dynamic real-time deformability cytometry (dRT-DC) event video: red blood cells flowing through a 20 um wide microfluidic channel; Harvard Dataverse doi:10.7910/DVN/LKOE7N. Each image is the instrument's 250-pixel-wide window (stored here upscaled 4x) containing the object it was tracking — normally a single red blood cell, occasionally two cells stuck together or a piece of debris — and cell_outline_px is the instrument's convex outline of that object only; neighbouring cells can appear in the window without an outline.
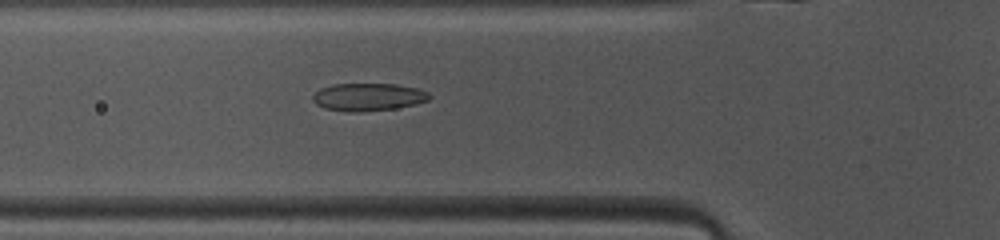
{"species": "common noctule bat (a hibernating species)", "species_latin": "Nyctalus noctula", "temperature_condition": "warm", "stored_images_in_passage": 47, "camera_frame_rate_fps": 3000, "um_per_image_px": 0.085, "animal": {"sex": "female", "body_mass_g": 10.0, "forearm_length_mm": 53.1}, "frame": {"image": 1, "passage_image": 15, "time_ms": 4.667, "image_size_px": [1000, 240], "cell_outline_px": [[432, 96], [428, 100], [416, 104], [396, 108], [360, 112], [348, 112], [324, 108], [316, 104], [312, 100], [312, 96], [320, 88], [332, 84], [396, 84], [416, 88], [428, 92]], "centroid_in_image_um": [31.29, 8.25], "position_along_channel_um": 94.5, "area_um2": 18.9}}
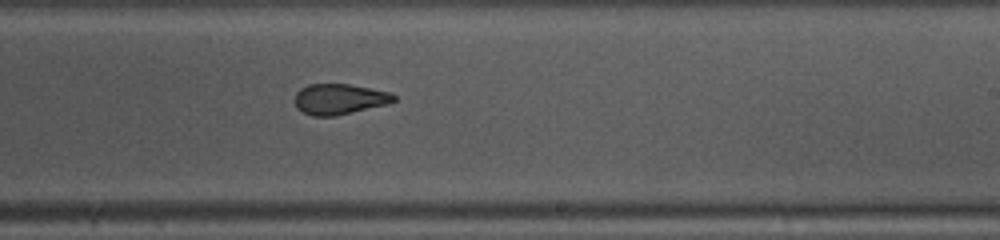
{"frame": {"image": 2, "passage_image": 27, "time_ms": 8.667, "image_size_px": [1000, 240], "cell_outline_px": [[396, 100], [388, 104], [336, 116], [312, 116], [296, 108], [296, 92], [300, 88], [308, 84], [348, 84], [388, 92], [396, 96]], "centroid_in_image_um": [28.84, 8.43], "position_along_channel_um": 260.2, "area_um2": 17.57}}
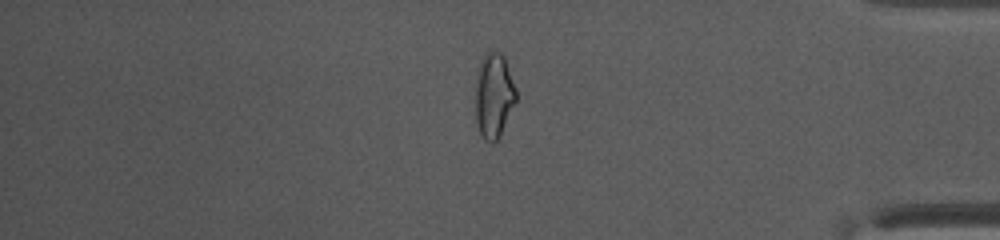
{"frame": {"image": 3, "passage_image": 39, "time_ms": 12.667, "image_size_px": [1000, 240], "cell_outline_px": [[516, 100], [500, 136], [492, 144], [484, 140], [476, 124], [476, 88], [480, 60], [484, 52], [492, 48], [500, 52], [504, 56], [516, 88]], "centroid_in_image_um": [41.97, 8.08], "position_along_channel_um": 393.2, "area_um2": 20.23}, "authors_computed_cell_mechanics": {"area_um2": 18.9584, "velocity_mm_per_s": 4.1307, "shape_relaxation_time_tau1_ms": null, "shape_relaxation_time_tau2_ms": 1.5621, "deformation_change_tau1": null, "deformation_change_tau2": 0.0881}}